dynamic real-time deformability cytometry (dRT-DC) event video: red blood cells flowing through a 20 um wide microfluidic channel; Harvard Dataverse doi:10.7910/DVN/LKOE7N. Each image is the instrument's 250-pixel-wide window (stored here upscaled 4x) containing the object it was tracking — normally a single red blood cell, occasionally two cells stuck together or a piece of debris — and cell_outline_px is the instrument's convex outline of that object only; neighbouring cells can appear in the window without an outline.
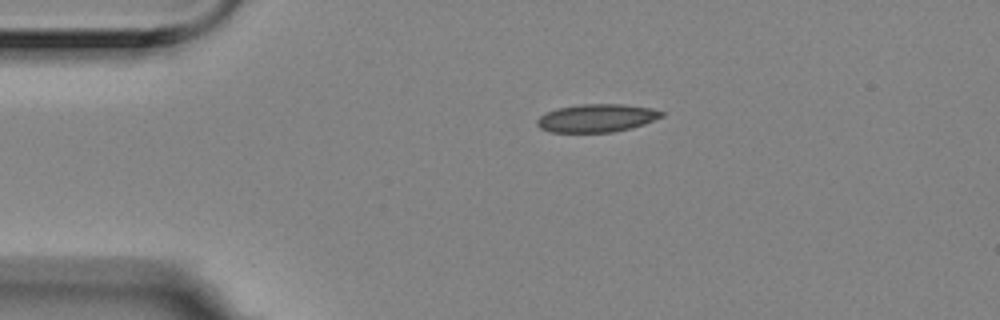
{"species": "Egyptian fruit bat (a non-hibernating species)", "species_latin": "Rousettus aegyptiacus", "temperature_condition": "room temperature", "stored_images_in_passage": 2, "camera_frame_rate_fps": 3000, "um_per_image_px": 0.085, "animal": {"sex": "female"}, "frame": {"image": 1, "passage_image": 1, "time_ms": 0.0, "image_size_px": [1000, 320], "cell_outline_px": [[664, 116], [644, 124], [632, 128], [612, 132], [552, 132], [540, 128], [536, 124], [536, 120], [540, 116], [556, 108], [580, 104], [624, 104], [652, 108], [664, 112]], "centroid_in_image_um": [50.74, 10.03], "position_along_channel_um": 34.3, "area_um2": 20.4}}